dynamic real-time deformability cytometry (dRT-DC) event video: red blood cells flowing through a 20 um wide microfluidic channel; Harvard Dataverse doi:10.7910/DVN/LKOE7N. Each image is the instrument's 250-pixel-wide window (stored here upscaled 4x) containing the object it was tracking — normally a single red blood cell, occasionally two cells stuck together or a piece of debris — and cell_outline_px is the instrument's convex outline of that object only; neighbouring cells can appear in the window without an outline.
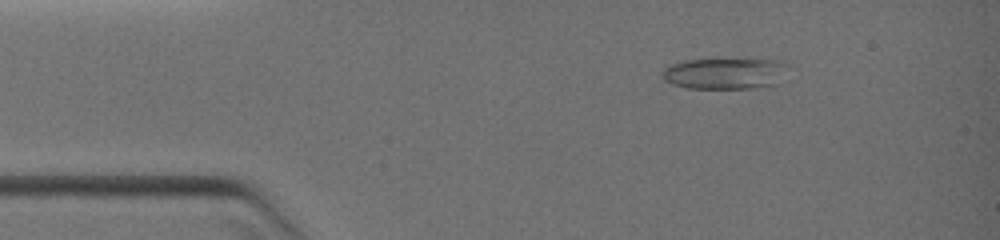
{"species": "common noctule bat (a hibernating species)", "species_latin": "Nyctalus noctula", "temperature_condition": "warm", "stored_images_in_passage": 6, "camera_frame_rate_fps": 3000, "um_per_image_px": 0.085, "animal": {"sex": "female", "body_mass_g": 19.0, "forearm_length_mm": 51.5}, "frame": {"image": 1, "passage_image": 3, "time_ms": 1.333, "image_size_px": [1000, 240], "cell_outline_px": [[792, 64], [780, 84], [756, 88], [688, 88], [672, 84], [664, 80], [664, 68], [672, 64], [684, 60], [784, 60]], "centroid_in_image_um": [61.76, 6.25], "position_along_channel_um": 23.2, "area_um2": 23.12}}